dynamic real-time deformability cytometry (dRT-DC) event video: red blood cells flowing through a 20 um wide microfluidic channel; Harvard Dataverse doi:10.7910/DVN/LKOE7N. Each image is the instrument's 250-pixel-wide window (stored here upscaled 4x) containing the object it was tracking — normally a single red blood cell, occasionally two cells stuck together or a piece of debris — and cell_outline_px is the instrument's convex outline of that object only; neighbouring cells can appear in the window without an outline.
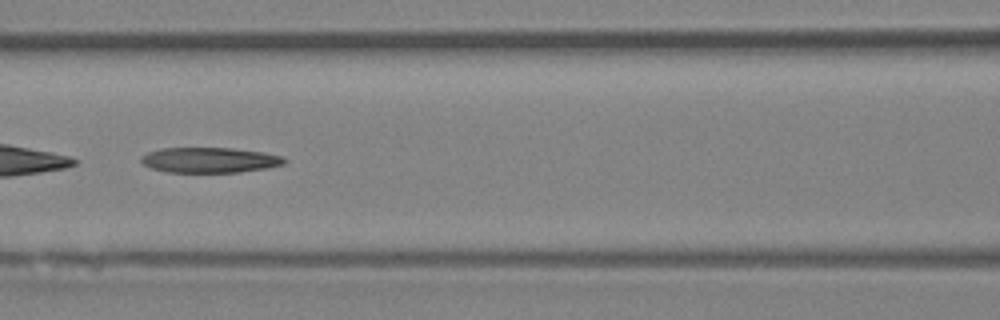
{"species": "Egyptian fruit bat (a non-hibernating species)", "species_latin": "Rousettus aegyptiacus", "temperature_condition": "room temperature", "stored_images_in_passage": 48, "camera_frame_rate_fps": 3000, "um_per_image_px": 0.085, "animal": {"sex": "female"}, "frame": {"image": 1, "passage_image": 21, "time_ms": 6.667, "image_size_px": [1000, 320], "cell_outline_px": [[288, 160], [284, 164], [268, 168], [240, 172], [168, 172], [152, 168], [144, 164], [140, 160], [140, 156], [148, 152], [160, 148], [232, 148], [264, 152], [284, 156]], "centroid_in_image_um": [17.86, 13.6], "position_along_channel_um": 148.7, "area_um2": 21.27}, "authors_computed_cell_mechanics": {"area_um2": 21.9062, "velocity_mm_per_s": 4.0292, "shape_relaxation_time_tau1_ms": null, "shape_relaxation_time_tau2_ms": 2.8481, "deformation_change_tau1": null, "deformation_change_tau2": 0.1194}}